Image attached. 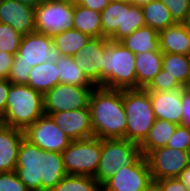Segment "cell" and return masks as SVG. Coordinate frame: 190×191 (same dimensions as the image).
Instances as JSON below:
<instances>
[{
    "mask_svg": "<svg viewBox=\"0 0 190 191\" xmlns=\"http://www.w3.org/2000/svg\"><path fill=\"white\" fill-rule=\"evenodd\" d=\"M15 55L0 51V79H7L13 65Z\"/></svg>",
    "mask_w": 190,
    "mask_h": 191,
    "instance_id": "cell-39",
    "label": "cell"
},
{
    "mask_svg": "<svg viewBox=\"0 0 190 191\" xmlns=\"http://www.w3.org/2000/svg\"><path fill=\"white\" fill-rule=\"evenodd\" d=\"M189 59H190V55H189ZM187 88L190 89V77H189V80H188Z\"/></svg>",
    "mask_w": 190,
    "mask_h": 191,
    "instance_id": "cell-48",
    "label": "cell"
},
{
    "mask_svg": "<svg viewBox=\"0 0 190 191\" xmlns=\"http://www.w3.org/2000/svg\"><path fill=\"white\" fill-rule=\"evenodd\" d=\"M61 154L68 175L95 176L101 157V139L73 140Z\"/></svg>",
    "mask_w": 190,
    "mask_h": 191,
    "instance_id": "cell-8",
    "label": "cell"
},
{
    "mask_svg": "<svg viewBox=\"0 0 190 191\" xmlns=\"http://www.w3.org/2000/svg\"><path fill=\"white\" fill-rule=\"evenodd\" d=\"M141 156L137 143L124 138L101 139V157L94 177L102 186L121 166L133 165Z\"/></svg>",
    "mask_w": 190,
    "mask_h": 191,
    "instance_id": "cell-7",
    "label": "cell"
},
{
    "mask_svg": "<svg viewBox=\"0 0 190 191\" xmlns=\"http://www.w3.org/2000/svg\"><path fill=\"white\" fill-rule=\"evenodd\" d=\"M127 117L125 139L140 145L155 122L149 92L146 89H123Z\"/></svg>",
    "mask_w": 190,
    "mask_h": 191,
    "instance_id": "cell-6",
    "label": "cell"
},
{
    "mask_svg": "<svg viewBox=\"0 0 190 191\" xmlns=\"http://www.w3.org/2000/svg\"><path fill=\"white\" fill-rule=\"evenodd\" d=\"M94 137L124 138L127 117L123 104V90L95 87L89 100Z\"/></svg>",
    "mask_w": 190,
    "mask_h": 191,
    "instance_id": "cell-2",
    "label": "cell"
},
{
    "mask_svg": "<svg viewBox=\"0 0 190 191\" xmlns=\"http://www.w3.org/2000/svg\"><path fill=\"white\" fill-rule=\"evenodd\" d=\"M15 171L29 191H50L68 175L61 153L44 151L25 138L21 141Z\"/></svg>",
    "mask_w": 190,
    "mask_h": 191,
    "instance_id": "cell-1",
    "label": "cell"
},
{
    "mask_svg": "<svg viewBox=\"0 0 190 191\" xmlns=\"http://www.w3.org/2000/svg\"><path fill=\"white\" fill-rule=\"evenodd\" d=\"M152 179L148 163L142 155L133 165L121 166L101 191H142Z\"/></svg>",
    "mask_w": 190,
    "mask_h": 191,
    "instance_id": "cell-14",
    "label": "cell"
},
{
    "mask_svg": "<svg viewBox=\"0 0 190 191\" xmlns=\"http://www.w3.org/2000/svg\"><path fill=\"white\" fill-rule=\"evenodd\" d=\"M52 39L53 45L58 49L61 56L75 57L76 53L88 43L91 37L71 28L53 35Z\"/></svg>",
    "mask_w": 190,
    "mask_h": 191,
    "instance_id": "cell-26",
    "label": "cell"
},
{
    "mask_svg": "<svg viewBox=\"0 0 190 191\" xmlns=\"http://www.w3.org/2000/svg\"><path fill=\"white\" fill-rule=\"evenodd\" d=\"M176 23H185L190 14V0H160Z\"/></svg>",
    "mask_w": 190,
    "mask_h": 191,
    "instance_id": "cell-33",
    "label": "cell"
},
{
    "mask_svg": "<svg viewBox=\"0 0 190 191\" xmlns=\"http://www.w3.org/2000/svg\"><path fill=\"white\" fill-rule=\"evenodd\" d=\"M59 83L81 87H96L75 64L74 57L60 56L55 62Z\"/></svg>",
    "mask_w": 190,
    "mask_h": 191,
    "instance_id": "cell-27",
    "label": "cell"
},
{
    "mask_svg": "<svg viewBox=\"0 0 190 191\" xmlns=\"http://www.w3.org/2000/svg\"><path fill=\"white\" fill-rule=\"evenodd\" d=\"M104 50L105 37H91L74 57L75 64L96 87H103Z\"/></svg>",
    "mask_w": 190,
    "mask_h": 191,
    "instance_id": "cell-15",
    "label": "cell"
},
{
    "mask_svg": "<svg viewBox=\"0 0 190 191\" xmlns=\"http://www.w3.org/2000/svg\"><path fill=\"white\" fill-rule=\"evenodd\" d=\"M142 191H161L159 181L151 179Z\"/></svg>",
    "mask_w": 190,
    "mask_h": 191,
    "instance_id": "cell-43",
    "label": "cell"
},
{
    "mask_svg": "<svg viewBox=\"0 0 190 191\" xmlns=\"http://www.w3.org/2000/svg\"><path fill=\"white\" fill-rule=\"evenodd\" d=\"M0 22L13 27L22 36L35 31V8L17 0H0Z\"/></svg>",
    "mask_w": 190,
    "mask_h": 191,
    "instance_id": "cell-17",
    "label": "cell"
},
{
    "mask_svg": "<svg viewBox=\"0 0 190 191\" xmlns=\"http://www.w3.org/2000/svg\"><path fill=\"white\" fill-rule=\"evenodd\" d=\"M185 24L188 27V30L190 31V14L188 15L187 21L185 22Z\"/></svg>",
    "mask_w": 190,
    "mask_h": 191,
    "instance_id": "cell-47",
    "label": "cell"
},
{
    "mask_svg": "<svg viewBox=\"0 0 190 191\" xmlns=\"http://www.w3.org/2000/svg\"><path fill=\"white\" fill-rule=\"evenodd\" d=\"M133 5L143 6L152 0H129Z\"/></svg>",
    "mask_w": 190,
    "mask_h": 191,
    "instance_id": "cell-45",
    "label": "cell"
},
{
    "mask_svg": "<svg viewBox=\"0 0 190 191\" xmlns=\"http://www.w3.org/2000/svg\"><path fill=\"white\" fill-rule=\"evenodd\" d=\"M0 191H29L16 171L0 173Z\"/></svg>",
    "mask_w": 190,
    "mask_h": 191,
    "instance_id": "cell-35",
    "label": "cell"
},
{
    "mask_svg": "<svg viewBox=\"0 0 190 191\" xmlns=\"http://www.w3.org/2000/svg\"><path fill=\"white\" fill-rule=\"evenodd\" d=\"M136 89H145L162 69L161 51L135 54Z\"/></svg>",
    "mask_w": 190,
    "mask_h": 191,
    "instance_id": "cell-21",
    "label": "cell"
},
{
    "mask_svg": "<svg viewBox=\"0 0 190 191\" xmlns=\"http://www.w3.org/2000/svg\"><path fill=\"white\" fill-rule=\"evenodd\" d=\"M60 56V52L53 45L52 36L34 31L22 37L13 63H25L33 68L46 61L55 63Z\"/></svg>",
    "mask_w": 190,
    "mask_h": 191,
    "instance_id": "cell-11",
    "label": "cell"
},
{
    "mask_svg": "<svg viewBox=\"0 0 190 191\" xmlns=\"http://www.w3.org/2000/svg\"><path fill=\"white\" fill-rule=\"evenodd\" d=\"M48 115L72 141L94 137L89 107L49 113Z\"/></svg>",
    "mask_w": 190,
    "mask_h": 191,
    "instance_id": "cell-16",
    "label": "cell"
},
{
    "mask_svg": "<svg viewBox=\"0 0 190 191\" xmlns=\"http://www.w3.org/2000/svg\"><path fill=\"white\" fill-rule=\"evenodd\" d=\"M161 191H190L177 177L158 180Z\"/></svg>",
    "mask_w": 190,
    "mask_h": 191,
    "instance_id": "cell-37",
    "label": "cell"
},
{
    "mask_svg": "<svg viewBox=\"0 0 190 191\" xmlns=\"http://www.w3.org/2000/svg\"><path fill=\"white\" fill-rule=\"evenodd\" d=\"M190 190V163L177 177Z\"/></svg>",
    "mask_w": 190,
    "mask_h": 191,
    "instance_id": "cell-42",
    "label": "cell"
},
{
    "mask_svg": "<svg viewBox=\"0 0 190 191\" xmlns=\"http://www.w3.org/2000/svg\"><path fill=\"white\" fill-rule=\"evenodd\" d=\"M100 14L102 37L111 41L120 42L146 25L142 6L133 5L129 0H111Z\"/></svg>",
    "mask_w": 190,
    "mask_h": 191,
    "instance_id": "cell-5",
    "label": "cell"
},
{
    "mask_svg": "<svg viewBox=\"0 0 190 191\" xmlns=\"http://www.w3.org/2000/svg\"><path fill=\"white\" fill-rule=\"evenodd\" d=\"M152 179L175 178L190 163V152L168 148H157L145 155Z\"/></svg>",
    "mask_w": 190,
    "mask_h": 191,
    "instance_id": "cell-13",
    "label": "cell"
},
{
    "mask_svg": "<svg viewBox=\"0 0 190 191\" xmlns=\"http://www.w3.org/2000/svg\"><path fill=\"white\" fill-rule=\"evenodd\" d=\"M177 124L163 120L155 119V122L145 140L139 145L142 155L160 147L166 146L168 140L171 138L177 128Z\"/></svg>",
    "mask_w": 190,
    "mask_h": 191,
    "instance_id": "cell-24",
    "label": "cell"
},
{
    "mask_svg": "<svg viewBox=\"0 0 190 191\" xmlns=\"http://www.w3.org/2000/svg\"><path fill=\"white\" fill-rule=\"evenodd\" d=\"M180 88L184 87L175 78L168 75L164 69H161L145 89L147 91H172Z\"/></svg>",
    "mask_w": 190,
    "mask_h": 191,
    "instance_id": "cell-32",
    "label": "cell"
},
{
    "mask_svg": "<svg viewBox=\"0 0 190 191\" xmlns=\"http://www.w3.org/2000/svg\"><path fill=\"white\" fill-rule=\"evenodd\" d=\"M50 191H101L94 176L66 175Z\"/></svg>",
    "mask_w": 190,
    "mask_h": 191,
    "instance_id": "cell-30",
    "label": "cell"
},
{
    "mask_svg": "<svg viewBox=\"0 0 190 191\" xmlns=\"http://www.w3.org/2000/svg\"><path fill=\"white\" fill-rule=\"evenodd\" d=\"M24 138L44 151L62 153L72 141L52 120L44 114L24 131Z\"/></svg>",
    "mask_w": 190,
    "mask_h": 191,
    "instance_id": "cell-12",
    "label": "cell"
},
{
    "mask_svg": "<svg viewBox=\"0 0 190 191\" xmlns=\"http://www.w3.org/2000/svg\"><path fill=\"white\" fill-rule=\"evenodd\" d=\"M74 5L69 0H44L35 8V32L53 36L71 29Z\"/></svg>",
    "mask_w": 190,
    "mask_h": 191,
    "instance_id": "cell-9",
    "label": "cell"
},
{
    "mask_svg": "<svg viewBox=\"0 0 190 191\" xmlns=\"http://www.w3.org/2000/svg\"><path fill=\"white\" fill-rule=\"evenodd\" d=\"M148 91L156 119H163L177 125L182 121V90Z\"/></svg>",
    "mask_w": 190,
    "mask_h": 191,
    "instance_id": "cell-18",
    "label": "cell"
},
{
    "mask_svg": "<svg viewBox=\"0 0 190 191\" xmlns=\"http://www.w3.org/2000/svg\"><path fill=\"white\" fill-rule=\"evenodd\" d=\"M31 67L25 63H13L7 80L12 84H27Z\"/></svg>",
    "mask_w": 190,
    "mask_h": 191,
    "instance_id": "cell-36",
    "label": "cell"
},
{
    "mask_svg": "<svg viewBox=\"0 0 190 191\" xmlns=\"http://www.w3.org/2000/svg\"><path fill=\"white\" fill-rule=\"evenodd\" d=\"M44 114L42 93L27 84L11 83L5 113L0 118V123L24 131Z\"/></svg>",
    "mask_w": 190,
    "mask_h": 191,
    "instance_id": "cell-3",
    "label": "cell"
},
{
    "mask_svg": "<svg viewBox=\"0 0 190 191\" xmlns=\"http://www.w3.org/2000/svg\"><path fill=\"white\" fill-rule=\"evenodd\" d=\"M135 54L120 42L105 38L103 88L136 89Z\"/></svg>",
    "mask_w": 190,
    "mask_h": 191,
    "instance_id": "cell-4",
    "label": "cell"
},
{
    "mask_svg": "<svg viewBox=\"0 0 190 191\" xmlns=\"http://www.w3.org/2000/svg\"><path fill=\"white\" fill-rule=\"evenodd\" d=\"M73 5H79L81 4L84 0H69Z\"/></svg>",
    "mask_w": 190,
    "mask_h": 191,
    "instance_id": "cell-46",
    "label": "cell"
},
{
    "mask_svg": "<svg viewBox=\"0 0 190 191\" xmlns=\"http://www.w3.org/2000/svg\"><path fill=\"white\" fill-rule=\"evenodd\" d=\"M94 88L59 83L43 95L44 113L48 115L89 107L90 96Z\"/></svg>",
    "mask_w": 190,
    "mask_h": 191,
    "instance_id": "cell-10",
    "label": "cell"
},
{
    "mask_svg": "<svg viewBox=\"0 0 190 191\" xmlns=\"http://www.w3.org/2000/svg\"><path fill=\"white\" fill-rule=\"evenodd\" d=\"M22 37L13 27L0 22V51L16 55Z\"/></svg>",
    "mask_w": 190,
    "mask_h": 191,
    "instance_id": "cell-31",
    "label": "cell"
},
{
    "mask_svg": "<svg viewBox=\"0 0 190 191\" xmlns=\"http://www.w3.org/2000/svg\"><path fill=\"white\" fill-rule=\"evenodd\" d=\"M166 147L190 152V129L183 125H178L168 140Z\"/></svg>",
    "mask_w": 190,
    "mask_h": 191,
    "instance_id": "cell-34",
    "label": "cell"
},
{
    "mask_svg": "<svg viewBox=\"0 0 190 191\" xmlns=\"http://www.w3.org/2000/svg\"><path fill=\"white\" fill-rule=\"evenodd\" d=\"M120 43L134 54L161 51L159 32L146 25L132 32L122 39Z\"/></svg>",
    "mask_w": 190,
    "mask_h": 191,
    "instance_id": "cell-22",
    "label": "cell"
},
{
    "mask_svg": "<svg viewBox=\"0 0 190 191\" xmlns=\"http://www.w3.org/2000/svg\"><path fill=\"white\" fill-rule=\"evenodd\" d=\"M162 53L190 55V31L185 23H176L159 31Z\"/></svg>",
    "mask_w": 190,
    "mask_h": 191,
    "instance_id": "cell-20",
    "label": "cell"
},
{
    "mask_svg": "<svg viewBox=\"0 0 190 191\" xmlns=\"http://www.w3.org/2000/svg\"><path fill=\"white\" fill-rule=\"evenodd\" d=\"M142 9L146 26L158 32L176 24L168 8L160 0H152L143 5Z\"/></svg>",
    "mask_w": 190,
    "mask_h": 191,
    "instance_id": "cell-29",
    "label": "cell"
},
{
    "mask_svg": "<svg viewBox=\"0 0 190 191\" xmlns=\"http://www.w3.org/2000/svg\"><path fill=\"white\" fill-rule=\"evenodd\" d=\"M162 69L175 78L184 88H187L190 77V59L188 55L163 53Z\"/></svg>",
    "mask_w": 190,
    "mask_h": 191,
    "instance_id": "cell-28",
    "label": "cell"
},
{
    "mask_svg": "<svg viewBox=\"0 0 190 191\" xmlns=\"http://www.w3.org/2000/svg\"><path fill=\"white\" fill-rule=\"evenodd\" d=\"M10 86L11 83L7 79H0V118L5 113V107Z\"/></svg>",
    "mask_w": 190,
    "mask_h": 191,
    "instance_id": "cell-40",
    "label": "cell"
},
{
    "mask_svg": "<svg viewBox=\"0 0 190 191\" xmlns=\"http://www.w3.org/2000/svg\"><path fill=\"white\" fill-rule=\"evenodd\" d=\"M72 28L90 37H102L101 14L82 5H74Z\"/></svg>",
    "mask_w": 190,
    "mask_h": 191,
    "instance_id": "cell-25",
    "label": "cell"
},
{
    "mask_svg": "<svg viewBox=\"0 0 190 191\" xmlns=\"http://www.w3.org/2000/svg\"><path fill=\"white\" fill-rule=\"evenodd\" d=\"M30 72L27 85L43 95L59 84V74L55 63L46 61L34 66Z\"/></svg>",
    "mask_w": 190,
    "mask_h": 191,
    "instance_id": "cell-23",
    "label": "cell"
},
{
    "mask_svg": "<svg viewBox=\"0 0 190 191\" xmlns=\"http://www.w3.org/2000/svg\"><path fill=\"white\" fill-rule=\"evenodd\" d=\"M111 0H84L80 5L87 7L91 10L101 12L104 10Z\"/></svg>",
    "mask_w": 190,
    "mask_h": 191,
    "instance_id": "cell-41",
    "label": "cell"
},
{
    "mask_svg": "<svg viewBox=\"0 0 190 191\" xmlns=\"http://www.w3.org/2000/svg\"><path fill=\"white\" fill-rule=\"evenodd\" d=\"M182 121L181 125L190 129V89L182 90Z\"/></svg>",
    "mask_w": 190,
    "mask_h": 191,
    "instance_id": "cell-38",
    "label": "cell"
},
{
    "mask_svg": "<svg viewBox=\"0 0 190 191\" xmlns=\"http://www.w3.org/2000/svg\"><path fill=\"white\" fill-rule=\"evenodd\" d=\"M20 3L28 5L30 7L36 8L39 6L44 0H17Z\"/></svg>",
    "mask_w": 190,
    "mask_h": 191,
    "instance_id": "cell-44",
    "label": "cell"
},
{
    "mask_svg": "<svg viewBox=\"0 0 190 191\" xmlns=\"http://www.w3.org/2000/svg\"><path fill=\"white\" fill-rule=\"evenodd\" d=\"M23 130L0 123V173L16 170Z\"/></svg>",
    "mask_w": 190,
    "mask_h": 191,
    "instance_id": "cell-19",
    "label": "cell"
}]
</instances>
